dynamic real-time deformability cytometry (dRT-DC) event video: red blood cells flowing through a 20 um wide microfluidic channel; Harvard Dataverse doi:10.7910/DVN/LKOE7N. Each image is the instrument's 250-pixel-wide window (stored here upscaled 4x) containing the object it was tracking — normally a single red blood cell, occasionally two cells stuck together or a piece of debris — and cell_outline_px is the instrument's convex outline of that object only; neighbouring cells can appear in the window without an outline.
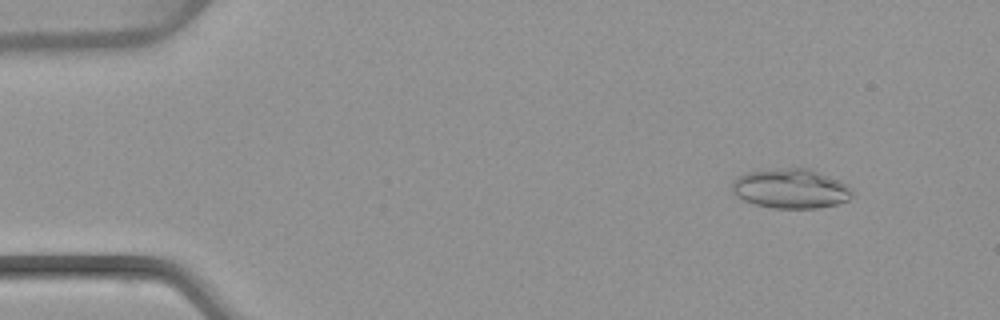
{"species": "common noctule bat (a hibernating species)", "species_latin": "Nyctalus noctula", "temperature_condition": "warm", "stored_images_in_passage": 6, "camera_frame_rate_fps": 3000, "um_per_image_px": 0.085, "animal": {"sex": "female", "body_mass_g": 22.7, "forearm_length_mm": 54.2}, "frame": {"image": 1, "passage_image": 2, "time_ms": 1.333, "image_size_px": [1000, 320], "cell_outline_px": [[852, 196], [848, 200], [836, 204], [816, 208], [772, 208], [756, 204], [744, 200], [736, 196], [732, 192], [732, 180], [736, 176], [748, 172], [788, 168], [808, 168], [840, 180], [852, 192]], "centroid_in_image_um": [67.17, 16.03], "position_along_channel_um": 17.8, "area_um2": 27.51}}
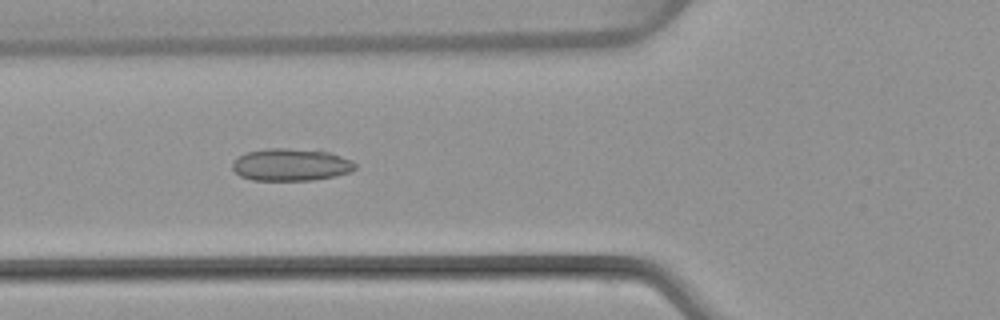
{"frame": {"image": 2, "passage_image": 6, "time_ms": 6.0, "image_size_px": [1000, 320], "cell_outline_px": [[356, 168], [348, 172], [336, 176], [312, 180], [252, 180], [240, 176], [232, 168], [232, 160], [248, 152], [268, 148], [288, 148], [332, 152], [352, 160], [356, 164]], "centroid_in_image_um": [24.74, 14.0], "position_along_channel_um": 101.1, "area_um2": 23.18}}